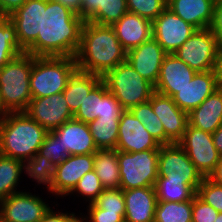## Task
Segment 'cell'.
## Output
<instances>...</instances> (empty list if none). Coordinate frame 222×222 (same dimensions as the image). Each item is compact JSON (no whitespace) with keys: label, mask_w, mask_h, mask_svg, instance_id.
Returning <instances> with one entry per match:
<instances>
[{"label":"cell","mask_w":222,"mask_h":222,"mask_svg":"<svg viewBox=\"0 0 222 222\" xmlns=\"http://www.w3.org/2000/svg\"><path fill=\"white\" fill-rule=\"evenodd\" d=\"M84 20L54 0H41V33L25 50L35 57H75Z\"/></svg>","instance_id":"1"},{"label":"cell","mask_w":222,"mask_h":222,"mask_svg":"<svg viewBox=\"0 0 222 222\" xmlns=\"http://www.w3.org/2000/svg\"><path fill=\"white\" fill-rule=\"evenodd\" d=\"M126 58L127 51L118 41L112 26L84 22L75 55L78 70L103 77Z\"/></svg>","instance_id":"2"},{"label":"cell","mask_w":222,"mask_h":222,"mask_svg":"<svg viewBox=\"0 0 222 222\" xmlns=\"http://www.w3.org/2000/svg\"><path fill=\"white\" fill-rule=\"evenodd\" d=\"M48 131L25 112H8L0 120V154L24 161L39 151Z\"/></svg>","instance_id":"3"},{"label":"cell","mask_w":222,"mask_h":222,"mask_svg":"<svg viewBox=\"0 0 222 222\" xmlns=\"http://www.w3.org/2000/svg\"><path fill=\"white\" fill-rule=\"evenodd\" d=\"M33 55L23 53L0 69V106L4 113L25 112L32 99Z\"/></svg>","instance_id":"4"},{"label":"cell","mask_w":222,"mask_h":222,"mask_svg":"<svg viewBox=\"0 0 222 222\" xmlns=\"http://www.w3.org/2000/svg\"><path fill=\"white\" fill-rule=\"evenodd\" d=\"M75 57H35L30 74L32 99L63 92L77 70Z\"/></svg>","instance_id":"5"},{"label":"cell","mask_w":222,"mask_h":222,"mask_svg":"<svg viewBox=\"0 0 222 222\" xmlns=\"http://www.w3.org/2000/svg\"><path fill=\"white\" fill-rule=\"evenodd\" d=\"M102 81L125 110L149 101L154 85L144 79L127 61L107 72Z\"/></svg>","instance_id":"6"},{"label":"cell","mask_w":222,"mask_h":222,"mask_svg":"<svg viewBox=\"0 0 222 222\" xmlns=\"http://www.w3.org/2000/svg\"><path fill=\"white\" fill-rule=\"evenodd\" d=\"M120 188L130 190L154 186L158 178L159 149L141 152L117 150Z\"/></svg>","instance_id":"7"},{"label":"cell","mask_w":222,"mask_h":222,"mask_svg":"<svg viewBox=\"0 0 222 222\" xmlns=\"http://www.w3.org/2000/svg\"><path fill=\"white\" fill-rule=\"evenodd\" d=\"M221 47L209 28L196 30L174 53L196 72L211 71Z\"/></svg>","instance_id":"8"},{"label":"cell","mask_w":222,"mask_h":222,"mask_svg":"<svg viewBox=\"0 0 222 222\" xmlns=\"http://www.w3.org/2000/svg\"><path fill=\"white\" fill-rule=\"evenodd\" d=\"M178 144L187 153L188 158L203 178L208 177L214 171L221 155L213 144L211 133L200 130L188 123Z\"/></svg>","instance_id":"9"},{"label":"cell","mask_w":222,"mask_h":222,"mask_svg":"<svg viewBox=\"0 0 222 222\" xmlns=\"http://www.w3.org/2000/svg\"><path fill=\"white\" fill-rule=\"evenodd\" d=\"M158 176H164L169 181H186L196 191L203 179L178 143L160 146Z\"/></svg>","instance_id":"10"},{"label":"cell","mask_w":222,"mask_h":222,"mask_svg":"<svg viewBox=\"0 0 222 222\" xmlns=\"http://www.w3.org/2000/svg\"><path fill=\"white\" fill-rule=\"evenodd\" d=\"M50 208L39 196L20 191L0 201V222H39Z\"/></svg>","instance_id":"11"},{"label":"cell","mask_w":222,"mask_h":222,"mask_svg":"<svg viewBox=\"0 0 222 222\" xmlns=\"http://www.w3.org/2000/svg\"><path fill=\"white\" fill-rule=\"evenodd\" d=\"M196 30L169 8L152 22V37L167 54H173Z\"/></svg>","instance_id":"12"},{"label":"cell","mask_w":222,"mask_h":222,"mask_svg":"<svg viewBox=\"0 0 222 222\" xmlns=\"http://www.w3.org/2000/svg\"><path fill=\"white\" fill-rule=\"evenodd\" d=\"M34 121L51 132L73 119L63 92L31 99L25 111Z\"/></svg>","instance_id":"13"},{"label":"cell","mask_w":222,"mask_h":222,"mask_svg":"<svg viewBox=\"0 0 222 222\" xmlns=\"http://www.w3.org/2000/svg\"><path fill=\"white\" fill-rule=\"evenodd\" d=\"M94 154L69 155L57 165L52 185L48 192L59 196H69L79 180L93 170Z\"/></svg>","instance_id":"14"},{"label":"cell","mask_w":222,"mask_h":222,"mask_svg":"<svg viewBox=\"0 0 222 222\" xmlns=\"http://www.w3.org/2000/svg\"><path fill=\"white\" fill-rule=\"evenodd\" d=\"M154 114L164 126L166 144L178 143L189 123L188 113L180 109L173 101V98L154 92L150 98Z\"/></svg>","instance_id":"15"},{"label":"cell","mask_w":222,"mask_h":222,"mask_svg":"<svg viewBox=\"0 0 222 222\" xmlns=\"http://www.w3.org/2000/svg\"><path fill=\"white\" fill-rule=\"evenodd\" d=\"M161 144L145 129L144 125L125 110L119 120L116 150L123 152H141L159 149Z\"/></svg>","instance_id":"16"},{"label":"cell","mask_w":222,"mask_h":222,"mask_svg":"<svg viewBox=\"0 0 222 222\" xmlns=\"http://www.w3.org/2000/svg\"><path fill=\"white\" fill-rule=\"evenodd\" d=\"M167 53L161 45L151 37L138 47L127 52L126 61L144 79L154 86L159 78L160 68Z\"/></svg>","instance_id":"17"},{"label":"cell","mask_w":222,"mask_h":222,"mask_svg":"<svg viewBox=\"0 0 222 222\" xmlns=\"http://www.w3.org/2000/svg\"><path fill=\"white\" fill-rule=\"evenodd\" d=\"M196 71L173 54H167L160 68L155 91L173 97L180 89L191 82Z\"/></svg>","instance_id":"18"},{"label":"cell","mask_w":222,"mask_h":222,"mask_svg":"<svg viewBox=\"0 0 222 222\" xmlns=\"http://www.w3.org/2000/svg\"><path fill=\"white\" fill-rule=\"evenodd\" d=\"M217 89L214 70L196 72L191 82L180 89L172 98L180 109L189 114Z\"/></svg>","instance_id":"19"},{"label":"cell","mask_w":222,"mask_h":222,"mask_svg":"<svg viewBox=\"0 0 222 222\" xmlns=\"http://www.w3.org/2000/svg\"><path fill=\"white\" fill-rule=\"evenodd\" d=\"M8 18L15 26L20 46L26 50L41 33V0H27Z\"/></svg>","instance_id":"20"},{"label":"cell","mask_w":222,"mask_h":222,"mask_svg":"<svg viewBox=\"0 0 222 222\" xmlns=\"http://www.w3.org/2000/svg\"><path fill=\"white\" fill-rule=\"evenodd\" d=\"M51 132L61 141L69 155L94 154L98 150L88 124L74 118Z\"/></svg>","instance_id":"21"},{"label":"cell","mask_w":222,"mask_h":222,"mask_svg":"<svg viewBox=\"0 0 222 222\" xmlns=\"http://www.w3.org/2000/svg\"><path fill=\"white\" fill-rule=\"evenodd\" d=\"M125 222H154L157 196L154 186L124 190Z\"/></svg>","instance_id":"22"},{"label":"cell","mask_w":222,"mask_h":222,"mask_svg":"<svg viewBox=\"0 0 222 222\" xmlns=\"http://www.w3.org/2000/svg\"><path fill=\"white\" fill-rule=\"evenodd\" d=\"M112 28L127 52L152 37V22L129 11Z\"/></svg>","instance_id":"23"},{"label":"cell","mask_w":222,"mask_h":222,"mask_svg":"<svg viewBox=\"0 0 222 222\" xmlns=\"http://www.w3.org/2000/svg\"><path fill=\"white\" fill-rule=\"evenodd\" d=\"M215 0H167V8L197 30L209 28Z\"/></svg>","instance_id":"24"},{"label":"cell","mask_w":222,"mask_h":222,"mask_svg":"<svg viewBox=\"0 0 222 222\" xmlns=\"http://www.w3.org/2000/svg\"><path fill=\"white\" fill-rule=\"evenodd\" d=\"M127 11L126 0H82L78 15L85 22L112 26Z\"/></svg>","instance_id":"25"},{"label":"cell","mask_w":222,"mask_h":222,"mask_svg":"<svg viewBox=\"0 0 222 222\" xmlns=\"http://www.w3.org/2000/svg\"><path fill=\"white\" fill-rule=\"evenodd\" d=\"M191 126L214 133L222 124V89L218 88L188 114Z\"/></svg>","instance_id":"26"},{"label":"cell","mask_w":222,"mask_h":222,"mask_svg":"<svg viewBox=\"0 0 222 222\" xmlns=\"http://www.w3.org/2000/svg\"><path fill=\"white\" fill-rule=\"evenodd\" d=\"M102 80L101 76L76 70L69 78L63 95L74 115L92 89Z\"/></svg>","instance_id":"27"},{"label":"cell","mask_w":222,"mask_h":222,"mask_svg":"<svg viewBox=\"0 0 222 222\" xmlns=\"http://www.w3.org/2000/svg\"><path fill=\"white\" fill-rule=\"evenodd\" d=\"M93 164V170L104 189H120V172L116 149H98L94 153Z\"/></svg>","instance_id":"28"},{"label":"cell","mask_w":222,"mask_h":222,"mask_svg":"<svg viewBox=\"0 0 222 222\" xmlns=\"http://www.w3.org/2000/svg\"><path fill=\"white\" fill-rule=\"evenodd\" d=\"M154 188L158 201L184 202L193 200L197 194L186 181H169L164 176H158Z\"/></svg>","instance_id":"29"},{"label":"cell","mask_w":222,"mask_h":222,"mask_svg":"<svg viewBox=\"0 0 222 222\" xmlns=\"http://www.w3.org/2000/svg\"><path fill=\"white\" fill-rule=\"evenodd\" d=\"M120 118H97L88 123L98 149H116Z\"/></svg>","instance_id":"30"},{"label":"cell","mask_w":222,"mask_h":222,"mask_svg":"<svg viewBox=\"0 0 222 222\" xmlns=\"http://www.w3.org/2000/svg\"><path fill=\"white\" fill-rule=\"evenodd\" d=\"M23 53L14 24L7 16L0 15V69Z\"/></svg>","instance_id":"31"},{"label":"cell","mask_w":222,"mask_h":222,"mask_svg":"<svg viewBox=\"0 0 222 222\" xmlns=\"http://www.w3.org/2000/svg\"><path fill=\"white\" fill-rule=\"evenodd\" d=\"M22 172V161L0 154V201L20 192L16 187L19 185Z\"/></svg>","instance_id":"32"},{"label":"cell","mask_w":222,"mask_h":222,"mask_svg":"<svg viewBox=\"0 0 222 222\" xmlns=\"http://www.w3.org/2000/svg\"><path fill=\"white\" fill-rule=\"evenodd\" d=\"M154 222H192V200L184 202L158 201Z\"/></svg>","instance_id":"33"},{"label":"cell","mask_w":222,"mask_h":222,"mask_svg":"<svg viewBox=\"0 0 222 222\" xmlns=\"http://www.w3.org/2000/svg\"><path fill=\"white\" fill-rule=\"evenodd\" d=\"M22 164L23 171H25L30 178H33L38 185L43 184L49 189L52 185L57 167L53 162L37 152L34 157L25 159Z\"/></svg>","instance_id":"34"},{"label":"cell","mask_w":222,"mask_h":222,"mask_svg":"<svg viewBox=\"0 0 222 222\" xmlns=\"http://www.w3.org/2000/svg\"><path fill=\"white\" fill-rule=\"evenodd\" d=\"M107 92L106 84L101 80L85 98L73 118L86 124L99 118L101 116L102 98Z\"/></svg>","instance_id":"35"},{"label":"cell","mask_w":222,"mask_h":222,"mask_svg":"<svg viewBox=\"0 0 222 222\" xmlns=\"http://www.w3.org/2000/svg\"><path fill=\"white\" fill-rule=\"evenodd\" d=\"M130 111L161 145L166 144L164 126L156 114H154L150 101L134 106Z\"/></svg>","instance_id":"36"},{"label":"cell","mask_w":222,"mask_h":222,"mask_svg":"<svg viewBox=\"0 0 222 222\" xmlns=\"http://www.w3.org/2000/svg\"><path fill=\"white\" fill-rule=\"evenodd\" d=\"M128 11L153 22L166 8L167 0H126Z\"/></svg>","instance_id":"37"},{"label":"cell","mask_w":222,"mask_h":222,"mask_svg":"<svg viewBox=\"0 0 222 222\" xmlns=\"http://www.w3.org/2000/svg\"><path fill=\"white\" fill-rule=\"evenodd\" d=\"M104 190V187L99 180L96 172L94 170L87 172L78 182L74 190L69 194H73L74 192L88 201L89 204L93 203L99 194ZM88 199V200H87Z\"/></svg>","instance_id":"38"},{"label":"cell","mask_w":222,"mask_h":222,"mask_svg":"<svg viewBox=\"0 0 222 222\" xmlns=\"http://www.w3.org/2000/svg\"><path fill=\"white\" fill-rule=\"evenodd\" d=\"M93 203L106 212L125 213L124 190L104 189Z\"/></svg>","instance_id":"39"},{"label":"cell","mask_w":222,"mask_h":222,"mask_svg":"<svg viewBox=\"0 0 222 222\" xmlns=\"http://www.w3.org/2000/svg\"><path fill=\"white\" fill-rule=\"evenodd\" d=\"M38 153L53 162L56 166L69 156L68 150L63 148L61 141L52 132L47 133Z\"/></svg>","instance_id":"40"},{"label":"cell","mask_w":222,"mask_h":222,"mask_svg":"<svg viewBox=\"0 0 222 222\" xmlns=\"http://www.w3.org/2000/svg\"><path fill=\"white\" fill-rule=\"evenodd\" d=\"M196 195L206 204L222 213V185L216 184L208 177H204Z\"/></svg>","instance_id":"41"},{"label":"cell","mask_w":222,"mask_h":222,"mask_svg":"<svg viewBox=\"0 0 222 222\" xmlns=\"http://www.w3.org/2000/svg\"><path fill=\"white\" fill-rule=\"evenodd\" d=\"M219 212L197 195L192 200V222H214Z\"/></svg>","instance_id":"42"},{"label":"cell","mask_w":222,"mask_h":222,"mask_svg":"<svg viewBox=\"0 0 222 222\" xmlns=\"http://www.w3.org/2000/svg\"><path fill=\"white\" fill-rule=\"evenodd\" d=\"M88 216L84 215V222H124L125 213H111L99 209L94 203L87 206Z\"/></svg>","instance_id":"43"},{"label":"cell","mask_w":222,"mask_h":222,"mask_svg":"<svg viewBox=\"0 0 222 222\" xmlns=\"http://www.w3.org/2000/svg\"><path fill=\"white\" fill-rule=\"evenodd\" d=\"M125 109L118 100L108 91L102 98L101 116L99 118H121Z\"/></svg>","instance_id":"44"},{"label":"cell","mask_w":222,"mask_h":222,"mask_svg":"<svg viewBox=\"0 0 222 222\" xmlns=\"http://www.w3.org/2000/svg\"><path fill=\"white\" fill-rule=\"evenodd\" d=\"M209 29L217 39L218 44L222 48V0L215 1L213 9V19Z\"/></svg>","instance_id":"45"},{"label":"cell","mask_w":222,"mask_h":222,"mask_svg":"<svg viewBox=\"0 0 222 222\" xmlns=\"http://www.w3.org/2000/svg\"><path fill=\"white\" fill-rule=\"evenodd\" d=\"M39 222H84V219L83 215L78 217L74 212L69 214L58 211L57 213L50 208Z\"/></svg>","instance_id":"46"},{"label":"cell","mask_w":222,"mask_h":222,"mask_svg":"<svg viewBox=\"0 0 222 222\" xmlns=\"http://www.w3.org/2000/svg\"><path fill=\"white\" fill-rule=\"evenodd\" d=\"M27 0H0V15L9 16L20 8Z\"/></svg>","instance_id":"47"},{"label":"cell","mask_w":222,"mask_h":222,"mask_svg":"<svg viewBox=\"0 0 222 222\" xmlns=\"http://www.w3.org/2000/svg\"><path fill=\"white\" fill-rule=\"evenodd\" d=\"M208 178L216 184L222 185V155L220 156L214 171L208 176Z\"/></svg>","instance_id":"48"},{"label":"cell","mask_w":222,"mask_h":222,"mask_svg":"<svg viewBox=\"0 0 222 222\" xmlns=\"http://www.w3.org/2000/svg\"><path fill=\"white\" fill-rule=\"evenodd\" d=\"M218 88L222 89V48L219 51L218 58L214 68Z\"/></svg>","instance_id":"49"},{"label":"cell","mask_w":222,"mask_h":222,"mask_svg":"<svg viewBox=\"0 0 222 222\" xmlns=\"http://www.w3.org/2000/svg\"><path fill=\"white\" fill-rule=\"evenodd\" d=\"M59 2L63 6L71 9L74 13L79 14L81 12L82 0H54Z\"/></svg>","instance_id":"50"},{"label":"cell","mask_w":222,"mask_h":222,"mask_svg":"<svg viewBox=\"0 0 222 222\" xmlns=\"http://www.w3.org/2000/svg\"><path fill=\"white\" fill-rule=\"evenodd\" d=\"M212 139L218 153L222 155V124L214 133H212Z\"/></svg>","instance_id":"51"},{"label":"cell","mask_w":222,"mask_h":222,"mask_svg":"<svg viewBox=\"0 0 222 222\" xmlns=\"http://www.w3.org/2000/svg\"><path fill=\"white\" fill-rule=\"evenodd\" d=\"M214 222H222V213H219Z\"/></svg>","instance_id":"52"},{"label":"cell","mask_w":222,"mask_h":222,"mask_svg":"<svg viewBox=\"0 0 222 222\" xmlns=\"http://www.w3.org/2000/svg\"><path fill=\"white\" fill-rule=\"evenodd\" d=\"M5 115V113L3 112V110L1 109V106H0V120L2 119V117Z\"/></svg>","instance_id":"53"}]
</instances>
